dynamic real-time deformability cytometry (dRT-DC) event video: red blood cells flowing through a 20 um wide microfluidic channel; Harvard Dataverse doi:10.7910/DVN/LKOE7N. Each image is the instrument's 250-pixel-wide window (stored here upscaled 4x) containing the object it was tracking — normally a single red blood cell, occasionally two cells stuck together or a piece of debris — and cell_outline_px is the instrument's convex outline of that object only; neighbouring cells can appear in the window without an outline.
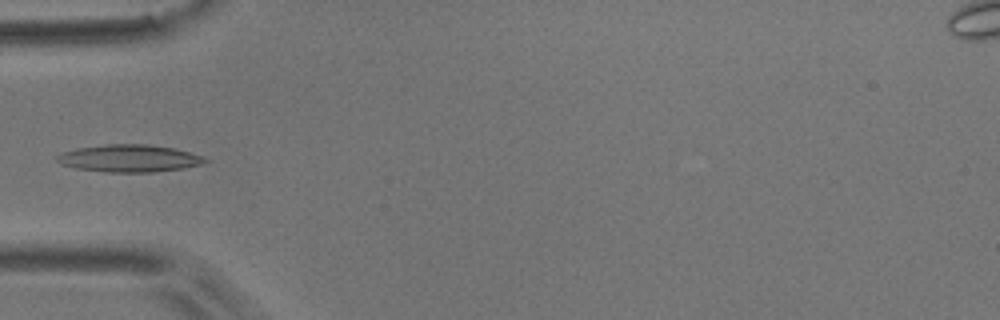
{"species": "common noctule bat (a hibernating species)", "species_latin": "Nyctalus noctula", "temperature_condition": "room temperature", "stored_images_in_passage": 5, "camera_frame_rate_fps": 3000, "um_per_image_px": 0.085, "animal": {"sex": "male", "body_mass_g": 17.9}, "frame": {"image": 1, "passage_image": 4, "time_ms": 1.0, "image_size_px": [1000, 320], "cell_outline_px": [[208, 160], [204, 164], [184, 168], [152, 172], [104, 172], [76, 168], [60, 164], [56, 160], [56, 156], [64, 152], [80, 148], [104, 144], [148, 144], [172, 148], [204, 156]], "centroid_in_image_um": [11.0, 13.46], "position_along_channel_um": 74.0, "area_um2": 23.52}}
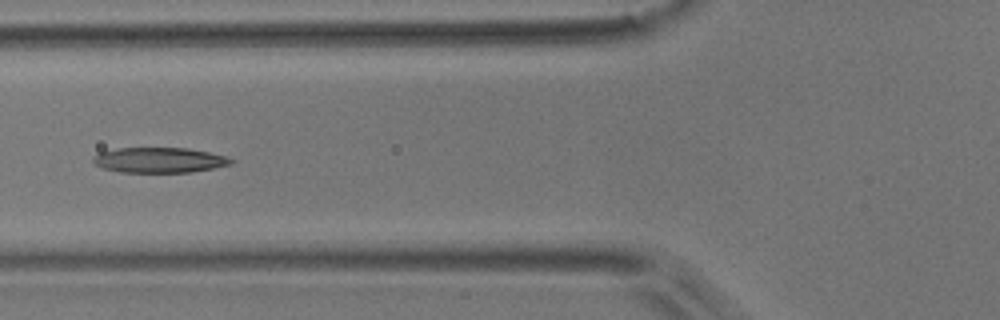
{"frame": {"image": 2, "passage_image": 5, "time_ms": 1.333, "image_size_px": [1000, 320], "cell_outline_px": [[236, 160], [232, 164], [192, 172], [120, 172], [104, 168], [96, 164], [92, 160], [92, 156], [100, 152], [120, 148], [188, 148], [208, 152], [224, 156]], "centroid_in_image_um": [13.55, 13.6], "position_along_channel_um": 112.3, "area_um2": 20.17}}